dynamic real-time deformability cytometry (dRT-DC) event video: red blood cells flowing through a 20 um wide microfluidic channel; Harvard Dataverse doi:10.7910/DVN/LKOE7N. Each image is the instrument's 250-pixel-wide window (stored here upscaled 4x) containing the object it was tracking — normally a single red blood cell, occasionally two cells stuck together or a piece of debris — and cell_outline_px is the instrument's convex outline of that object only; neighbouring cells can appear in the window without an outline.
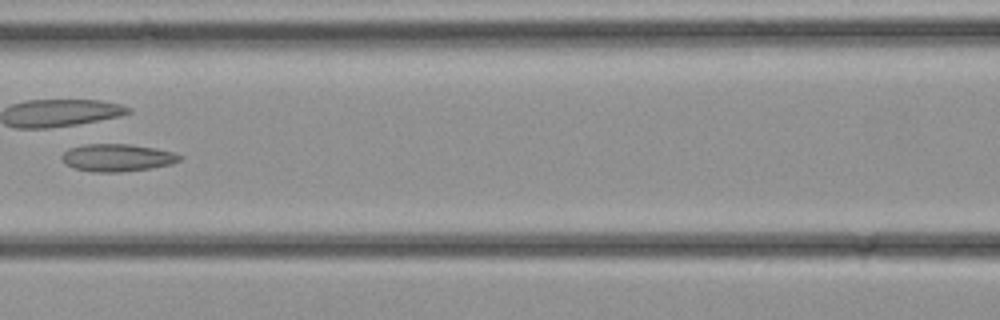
{"species": "common noctule bat (a hibernating species)", "species_latin": "Nyctalus noctula", "temperature_condition": "cold", "stored_images_in_passage": 35, "camera_frame_rate_fps": 3000, "um_per_image_px": 0.085, "animal": {"sex": "female", "body_mass_g": 21.9}, "frame": {"image": 1, "passage_image": 16, "time_ms": 5.0, "image_size_px": [1000, 320], "cell_outline_px": [[184, 156], [180, 160], [172, 164], [148, 168], [120, 172], [92, 172], [76, 168], [64, 164], [60, 156], [68, 148], [84, 144], [128, 144], [156, 148], [172, 152]], "centroid_in_image_um": [9.94, 13.39], "position_along_channel_um": 156.7, "area_um2": 18.9}}
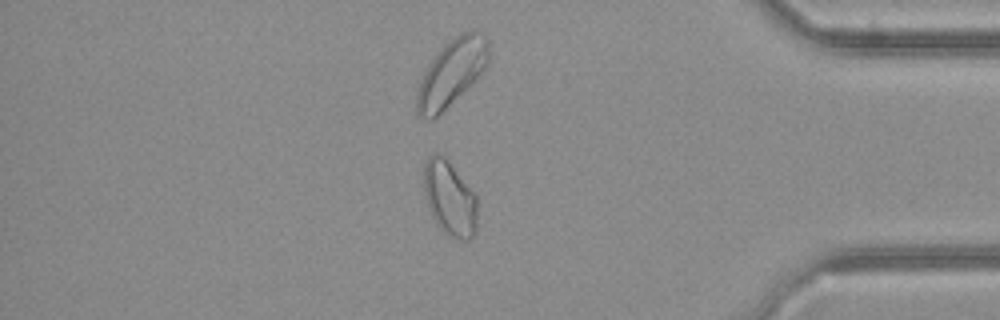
{"frame": {"image": 2, "passage_image": 30, "time_ms": 9.667, "image_size_px": [1000, 320], "cell_outline_px": [[476, 232], [468, 240], [460, 240], [448, 236], [436, 224], [428, 208], [424, 192], [424, 164], [428, 156], [432, 152], [436, 152], [444, 156], [448, 160], [476, 196]], "centroid_in_image_um": [38.19, 16.86], "position_along_channel_um": 397.0, "area_um2": 23.41}}